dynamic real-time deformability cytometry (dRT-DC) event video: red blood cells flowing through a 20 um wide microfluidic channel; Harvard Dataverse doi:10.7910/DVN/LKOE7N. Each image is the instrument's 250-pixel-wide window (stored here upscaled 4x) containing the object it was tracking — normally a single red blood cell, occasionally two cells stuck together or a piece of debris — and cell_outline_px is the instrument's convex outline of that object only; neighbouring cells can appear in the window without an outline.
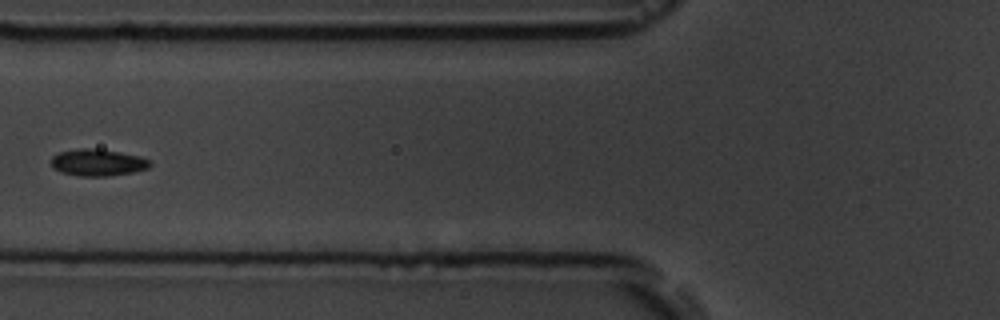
{"species": "common noctule bat (a hibernating species)", "species_latin": "Nyctalus noctula", "temperature_condition": "room temperature", "stored_images_in_passage": 7, "camera_frame_rate_fps": 3000, "um_per_image_px": 0.085, "animal": {"sex": "male", "body_mass_g": 19.5, "forearm_length_mm": 54.6}, "frame": {"image": 1, "passage_image": 7, "time_ms": 7.0, "image_size_px": [1000, 320], "cell_outline_px": [[152, 164], [148, 168], [132, 172], [108, 176], [80, 176], [60, 172], [52, 168], [52, 156], [60, 152], [76, 148], [96, 148], [120, 152], [140, 156], [152, 160]], "centroid_in_image_um": [8.32, 13.8], "position_along_channel_um": 117.5, "area_um2": 15.61}}